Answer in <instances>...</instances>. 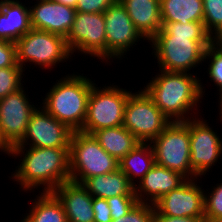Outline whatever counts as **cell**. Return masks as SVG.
I'll use <instances>...</instances> for the list:
<instances>
[{
  "label": "cell",
  "instance_id": "8",
  "mask_svg": "<svg viewBox=\"0 0 222 222\" xmlns=\"http://www.w3.org/2000/svg\"><path fill=\"white\" fill-rule=\"evenodd\" d=\"M151 146L155 164L180 173L186 179H196L190 164L189 128L183 121L171 122Z\"/></svg>",
  "mask_w": 222,
  "mask_h": 222
},
{
  "label": "cell",
  "instance_id": "28",
  "mask_svg": "<svg viewBox=\"0 0 222 222\" xmlns=\"http://www.w3.org/2000/svg\"><path fill=\"white\" fill-rule=\"evenodd\" d=\"M25 75L20 66L0 68V99L22 88Z\"/></svg>",
  "mask_w": 222,
  "mask_h": 222
},
{
  "label": "cell",
  "instance_id": "10",
  "mask_svg": "<svg viewBox=\"0 0 222 222\" xmlns=\"http://www.w3.org/2000/svg\"><path fill=\"white\" fill-rule=\"evenodd\" d=\"M207 121L202 115L183 121L189 128L190 164L197 178L209 175L207 172H212L210 170L222 158V135Z\"/></svg>",
  "mask_w": 222,
  "mask_h": 222
},
{
  "label": "cell",
  "instance_id": "38",
  "mask_svg": "<svg viewBox=\"0 0 222 222\" xmlns=\"http://www.w3.org/2000/svg\"><path fill=\"white\" fill-rule=\"evenodd\" d=\"M55 1L57 3H61L63 5L75 8L76 4H77V0H52Z\"/></svg>",
  "mask_w": 222,
  "mask_h": 222
},
{
  "label": "cell",
  "instance_id": "19",
  "mask_svg": "<svg viewBox=\"0 0 222 222\" xmlns=\"http://www.w3.org/2000/svg\"><path fill=\"white\" fill-rule=\"evenodd\" d=\"M31 29L28 2L0 0V40L15 43Z\"/></svg>",
  "mask_w": 222,
  "mask_h": 222
},
{
  "label": "cell",
  "instance_id": "42",
  "mask_svg": "<svg viewBox=\"0 0 222 222\" xmlns=\"http://www.w3.org/2000/svg\"><path fill=\"white\" fill-rule=\"evenodd\" d=\"M33 1H34V2L36 1V2H37V1H46V0H32V2H33Z\"/></svg>",
  "mask_w": 222,
  "mask_h": 222
},
{
  "label": "cell",
  "instance_id": "41",
  "mask_svg": "<svg viewBox=\"0 0 222 222\" xmlns=\"http://www.w3.org/2000/svg\"><path fill=\"white\" fill-rule=\"evenodd\" d=\"M20 222H27V221L24 218H22Z\"/></svg>",
  "mask_w": 222,
  "mask_h": 222
},
{
  "label": "cell",
  "instance_id": "35",
  "mask_svg": "<svg viewBox=\"0 0 222 222\" xmlns=\"http://www.w3.org/2000/svg\"><path fill=\"white\" fill-rule=\"evenodd\" d=\"M154 222H205V218L171 217L168 215H155Z\"/></svg>",
  "mask_w": 222,
  "mask_h": 222
},
{
  "label": "cell",
  "instance_id": "22",
  "mask_svg": "<svg viewBox=\"0 0 222 222\" xmlns=\"http://www.w3.org/2000/svg\"><path fill=\"white\" fill-rule=\"evenodd\" d=\"M92 135L100 146L118 161L141 143L124 126L100 129Z\"/></svg>",
  "mask_w": 222,
  "mask_h": 222
},
{
  "label": "cell",
  "instance_id": "14",
  "mask_svg": "<svg viewBox=\"0 0 222 222\" xmlns=\"http://www.w3.org/2000/svg\"><path fill=\"white\" fill-rule=\"evenodd\" d=\"M198 179H187L178 188L163 195L153 204L155 215L205 218L204 186L199 185L202 178Z\"/></svg>",
  "mask_w": 222,
  "mask_h": 222
},
{
  "label": "cell",
  "instance_id": "15",
  "mask_svg": "<svg viewBox=\"0 0 222 222\" xmlns=\"http://www.w3.org/2000/svg\"><path fill=\"white\" fill-rule=\"evenodd\" d=\"M32 113L26 133L17 146L37 148L70 147L73 131L41 106Z\"/></svg>",
  "mask_w": 222,
  "mask_h": 222
},
{
  "label": "cell",
  "instance_id": "23",
  "mask_svg": "<svg viewBox=\"0 0 222 222\" xmlns=\"http://www.w3.org/2000/svg\"><path fill=\"white\" fill-rule=\"evenodd\" d=\"M119 169L135 187L155 165V155L151 143H140L119 162Z\"/></svg>",
  "mask_w": 222,
  "mask_h": 222
},
{
  "label": "cell",
  "instance_id": "16",
  "mask_svg": "<svg viewBox=\"0 0 222 222\" xmlns=\"http://www.w3.org/2000/svg\"><path fill=\"white\" fill-rule=\"evenodd\" d=\"M30 4H34L30 6ZM32 29L66 38L76 14L75 8L52 0L29 2Z\"/></svg>",
  "mask_w": 222,
  "mask_h": 222
},
{
  "label": "cell",
  "instance_id": "21",
  "mask_svg": "<svg viewBox=\"0 0 222 222\" xmlns=\"http://www.w3.org/2000/svg\"><path fill=\"white\" fill-rule=\"evenodd\" d=\"M82 185L93 197L107 199L119 195H135L134 186L119 168L111 173L87 178Z\"/></svg>",
  "mask_w": 222,
  "mask_h": 222
},
{
  "label": "cell",
  "instance_id": "26",
  "mask_svg": "<svg viewBox=\"0 0 222 222\" xmlns=\"http://www.w3.org/2000/svg\"><path fill=\"white\" fill-rule=\"evenodd\" d=\"M221 181L211 186L212 189L207 188L208 190H204L205 222H222Z\"/></svg>",
  "mask_w": 222,
  "mask_h": 222
},
{
  "label": "cell",
  "instance_id": "11",
  "mask_svg": "<svg viewBox=\"0 0 222 222\" xmlns=\"http://www.w3.org/2000/svg\"><path fill=\"white\" fill-rule=\"evenodd\" d=\"M72 56L74 52L87 58L97 57L106 64V32L104 13L76 12L74 22L65 38Z\"/></svg>",
  "mask_w": 222,
  "mask_h": 222
},
{
  "label": "cell",
  "instance_id": "12",
  "mask_svg": "<svg viewBox=\"0 0 222 222\" xmlns=\"http://www.w3.org/2000/svg\"><path fill=\"white\" fill-rule=\"evenodd\" d=\"M104 20L106 32V64L109 66L114 61H117V63L119 61V63L123 62L121 60L127 58V53H130L129 51H132L137 43L142 42V39L143 42L147 41L136 29L127 10L119 0L104 12Z\"/></svg>",
  "mask_w": 222,
  "mask_h": 222
},
{
  "label": "cell",
  "instance_id": "25",
  "mask_svg": "<svg viewBox=\"0 0 222 222\" xmlns=\"http://www.w3.org/2000/svg\"><path fill=\"white\" fill-rule=\"evenodd\" d=\"M22 217L27 222H68L64 208L52 192H39ZM31 207V208H30Z\"/></svg>",
  "mask_w": 222,
  "mask_h": 222
},
{
  "label": "cell",
  "instance_id": "30",
  "mask_svg": "<svg viewBox=\"0 0 222 222\" xmlns=\"http://www.w3.org/2000/svg\"><path fill=\"white\" fill-rule=\"evenodd\" d=\"M154 219V206L138 202L126 215L112 220V222H154Z\"/></svg>",
  "mask_w": 222,
  "mask_h": 222
},
{
  "label": "cell",
  "instance_id": "24",
  "mask_svg": "<svg viewBox=\"0 0 222 222\" xmlns=\"http://www.w3.org/2000/svg\"><path fill=\"white\" fill-rule=\"evenodd\" d=\"M162 23L203 22V0H160Z\"/></svg>",
  "mask_w": 222,
  "mask_h": 222
},
{
  "label": "cell",
  "instance_id": "33",
  "mask_svg": "<svg viewBox=\"0 0 222 222\" xmlns=\"http://www.w3.org/2000/svg\"><path fill=\"white\" fill-rule=\"evenodd\" d=\"M20 66L17 63L16 45L0 40V68Z\"/></svg>",
  "mask_w": 222,
  "mask_h": 222
},
{
  "label": "cell",
  "instance_id": "6",
  "mask_svg": "<svg viewBox=\"0 0 222 222\" xmlns=\"http://www.w3.org/2000/svg\"><path fill=\"white\" fill-rule=\"evenodd\" d=\"M70 181L82 184L87 178L119 168L118 160L107 153L92 134L75 131L69 149Z\"/></svg>",
  "mask_w": 222,
  "mask_h": 222
},
{
  "label": "cell",
  "instance_id": "5",
  "mask_svg": "<svg viewBox=\"0 0 222 222\" xmlns=\"http://www.w3.org/2000/svg\"><path fill=\"white\" fill-rule=\"evenodd\" d=\"M15 45L17 63L24 71L34 64L32 69L38 67L44 71L50 69L51 72L59 63L73 60L65 38L46 31L31 29L18 39Z\"/></svg>",
  "mask_w": 222,
  "mask_h": 222
},
{
  "label": "cell",
  "instance_id": "3",
  "mask_svg": "<svg viewBox=\"0 0 222 222\" xmlns=\"http://www.w3.org/2000/svg\"><path fill=\"white\" fill-rule=\"evenodd\" d=\"M197 74L159 69L142 88L171 122L187 121L201 116L200 103L206 95L207 89Z\"/></svg>",
  "mask_w": 222,
  "mask_h": 222
},
{
  "label": "cell",
  "instance_id": "29",
  "mask_svg": "<svg viewBox=\"0 0 222 222\" xmlns=\"http://www.w3.org/2000/svg\"><path fill=\"white\" fill-rule=\"evenodd\" d=\"M203 23L212 34L222 24V0H203Z\"/></svg>",
  "mask_w": 222,
  "mask_h": 222
},
{
  "label": "cell",
  "instance_id": "2",
  "mask_svg": "<svg viewBox=\"0 0 222 222\" xmlns=\"http://www.w3.org/2000/svg\"><path fill=\"white\" fill-rule=\"evenodd\" d=\"M70 147L37 148L14 146L10 157L20 158L15 171L11 173L13 182L20 185L19 189L33 194L36 190L53 192L58 186L70 181ZM43 188V189H42Z\"/></svg>",
  "mask_w": 222,
  "mask_h": 222
},
{
  "label": "cell",
  "instance_id": "40",
  "mask_svg": "<svg viewBox=\"0 0 222 222\" xmlns=\"http://www.w3.org/2000/svg\"><path fill=\"white\" fill-rule=\"evenodd\" d=\"M214 32H222V24Z\"/></svg>",
  "mask_w": 222,
  "mask_h": 222
},
{
  "label": "cell",
  "instance_id": "31",
  "mask_svg": "<svg viewBox=\"0 0 222 222\" xmlns=\"http://www.w3.org/2000/svg\"><path fill=\"white\" fill-rule=\"evenodd\" d=\"M111 210L112 220L126 215L137 203L136 195H119L106 199Z\"/></svg>",
  "mask_w": 222,
  "mask_h": 222
},
{
  "label": "cell",
  "instance_id": "34",
  "mask_svg": "<svg viewBox=\"0 0 222 222\" xmlns=\"http://www.w3.org/2000/svg\"><path fill=\"white\" fill-rule=\"evenodd\" d=\"M92 208L94 222H112L111 210L106 199L93 197Z\"/></svg>",
  "mask_w": 222,
  "mask_h": 222
},
{
  "label": "cell",
  "instance_id": "4",
  "mask_svg": "<svg viewBox=\"0 0 222 222\" xmlns=\"http://www.w3.org/2000/svg\"><path fill=\"white\" fill-rule=\"evenodd\" d=\"M66 74L57 79L39 104L47 113L64 123L73 132L81 131L87 115L92 78L83 73ZM58 81V82H57Z\"/></svg>",
  "mask_w": 222,
  "mask_h": 222
},
{
  "label": "cell",
  "instance_id": "13",
  "mask_svg": "<svg viewBox=\"0 0 222 222\" xmlns=\"http://www.w3.org/2000/svg\"><path fill=\"white\" fill-rule=\"evenodd\" d=\"M22 87L0 99V134L12 149L23 139L32 113L37 108Z\"/></svg>",
  "mask_w": 222,
  "mask_h": 222
},
{
  "label": "cell",
  "instance_id": "20",
  "mask_svg": "<svg viewBox=\"0 0 222 222\" xmlns=\"http://www.w3.org/2000/svg\"><path fill=\"white\" fill-rule=\"evenodd\" d=\"M136 29L149 42L161 29L160 0H119Z\"/></svg>",
  "mask_w": 222,
  "mask_h": 222
},
{
  "label": "cell",
  "instance_id": "18",
  "mask_svg": "<svg viewBox=\"0 0 222 222\" xmlns=\"http://www.w3.org/2000/svg\"><path fill=\"white\" fill-rule=\"evenodd\" d=\"M52 193L61 202L68 222H94L93 196L82 184L65 182Z\"/></svg>",
  "mask_w": 222,
  "mask_h": 222
},
{
  "label": "cell",
  "instance_id": "32",
  "mask_svg": "<svg viewBox=\"0 0 222 222\" xmlns=\"http://www.w3.org/2000/svg\"><path fill=\"white\" fill-rule=\"evenodd\" d=\"M117 0H77L76 12L104 13Z\"/></svg>",
  "mask_w": 222,
  "mask_h": 222
},
{
  "label": "cell",
  "instance_id": "39",
  "mask_svg": "<svg viewBox=\"0 0 222 222\" xmlns=\"http://www.w3.org/2000/svg\"><path fill=\"white\" fill-rule=\"evenodd\" d=\"M218 110H219V119L218 120H220V122H222V100L221 101H219L218 102Z\"/></svg>",
  "mask_w": 222,
  "mask_h": 222
},
{
  "label": "cell",
  "instance_id": "1",
  "mask_svg": "<svg viewBox=\"0 0 222 222\" xmlns=\"http://www.w3.org/2000/svg\"><path fill=\"white\" fill-rule=\"evenodd\" d=\"M149 43L160 70L194 73L191 70L203 65L211 34L203 22L162 23V29Z\"/></svg>",
  "mask_w": 222,
  "mask_h": 222
},
{
  "label": "cell",
  "instance_id": "7",
  "mask_svg": "<svg viewBox=\"0 0 222 222\" xmlns=\"http://www.w3.org/2000/svg\"><path fill=\"white\" fill-rule=\"evenodd\" d=\"M106 85L98 87V84H93L81 132L92 134L100 129L123 126L125 105L132 91L117 86L115 82Z\"/></svg>",
  "mask_w": 222,
  "mask_h": 222
},
{
  "label": "cell",
  "instance_id": "27",
  "mask_svg": "<svg viewBox=\"0 0 222 222\" xmlns=\"http://www.w3.org/2000/svg\"><path fill=\"white\" fill-rule=\"evenodd\" d=\"M209 60V61H208ZM208 65L207 74L215 88H217L218 102L222 100V53L212 44L205 50L204 61ZM219 91V92H218Z\"/></svg>",
  "mask_w": 222,
  "mask_h": 222
},
{
  "label": "cell",
  "instance_id": "37",
  "mask_svg": "<svg viewBox=\"0 0 222 222\" xmlns=\"http://www.w3.org/2000/svg\"><path fill=\"white\" fill-rule=\"evenodd\" d=\"M0 154H7L8 157L10 156L11 148L5 143L1 134H0Z\"/></svg>",
  "mask_w": 222,
  "mask_h": 222
},
{
  "label": "cell",
  "instance_id": "17",
  "mask_svg": "<svg viewBox=\"0 0 222 222\" xmlns=\"http://www.w3.org/2000/svg\"><path fill=\"white\" fill-rule=\"evenodd\" d=\"M187 179L166 167L155 164L134 187L138 202L155 204L163 195L178 188Z\"/></svg>",
  "mask_w": 222,
  "mask_h": 222
},
{
  "label": "cell",
  "instance_id": "36",
  "mask_svg": "<svg viewBox=\"0 0 222 222\" xmlns=\"http://www.w3.org/2000/svg\"><path fill=\"white\" fill-rule=\"evenodd\" d=\"M211 44L222 53V32H213L211 34Z\"/></svg>",
  "mask_w": 222,
  "mask_h": 222
},
{
  "label": "cell",
  "instance_id": "9",
  "mask_svg": "<svg viewBox=\"0 0 222 222\" xmlns=\"http://www.w3.org/2000/svg\"><path fill=\"white\" fill-rule=\"evenodd\" d=\"M170 123L143 88L130 94L124 109L123 126L140 142L151 143Z\"/></svg>",
  "mask_w": 222,
  "mask_h": 222
}]
</instances>
